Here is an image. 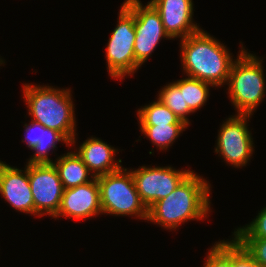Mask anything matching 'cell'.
Returning <instances> with one entry per match:
<instances>
[{
  "label": "cell",
  "instance_id": "6da1fadb",
  "mask_svg": "<svg viewBox=\"0 0 266 267\" xmlns=\"http://www.w3.org/2000/svg\"><path fill=\"white\" fill-rule=\"evenodd\" d=\"M210 186L209 181L192 171L168 196L148 209L147 221L171 231L181 223L205 219L211 205Z\"/></svg>",
  "mask_w": 266,
  "mask_h": 267
},
{
  "label": "cell",
  "instance_id": "7a4b0ae2",
  "mask_svg": "<svg viewBox=\"0 0 266 267\" xmlns=\"http://www.w3.org/2000/svg\"><path fill=\"white\" fill-rule=\"evenodd\" d=\"M180 40V58L186 76L214 87L227 83L235 61L229 48L203 29Z\"/></svg>",
  "mask_w": 266,
  "mask_h": 267
},
{
  "label": "cell",
  "instance_id": "3957f363",
  "mask_svg": "<svg viewBox=\"0 0 266 267\" xmlns=\"http://www.w3.org/2000/svg\"><path fill=\"white\" fill-rule=\"evenodd\" d=\"M23 85V98L31 120L61 132L71 142V146L76 144L77 125L71 90L30 83Z\"/></svg>",
  "mask_w": 266,
  "mask_h": 267
},
{
  "label": "cell",
  "instance_id": "277c9868",
  "mask_svg": "<svg viewBox=\"0 0 266 267\" xmlns=\"http://www.w3.org/2000/svg\"><path fill=\"white\" fill-rule=\"evenodd\" d=\"M238 58L236 57L230 70L226 85L228 95L237 114H250L256 111L264 101L266 82L263 58L247 52L241 44Z\"/></svg>",
  "mask_w": 266,
  "mask_h": 267
},
{
  "label": "cell",
  "instance_id": "5b68a950",
  "mask_svg": "<svg viewBox=\"0 0 266 267\" xmlns=\"http://www.w3.org/2000/svg\"><path fill=\"white\" fill-rule=\"evenodd\" d=\"M97 182L102 214L134 216L147 220L148 209L140 199L130 169L121 167L117 171L98 176Z\"/></svg>",
  "mask_w": 266,
  "mask_h": 267
},
{
  "label": "cell",
  "instance_id": "8992f818",
  "mask_svg": "<svg viewBox=\"0 0 266 267\" xmlns=\"http://www.w3.org/2000/svg\"><path fill=\"white\" fill-rule=\"evenodd\" d=\"M118 15V23L110 35L105 55L110 77L122 80L127 75H133L141 66L136 62L134 53V13L123 3Z\"/></svg>",
  "mask_w": 266,
  "mask_h": 267
},
{
  "label": "cell",
  "instance_id": "52a82bcc",
  "mask_svg": "<svg viewBox=\"0 0 266 267\" xmlns=\"http://www.w3.org/2000/svg\"><path fill=\"white\" fill-rule=\"evenodd\" d=\"M252 115H231L218 130L215 153H219L225 163L235 168L246 166L254 152L252 133L247 122Z\"/></svg>",
  "mask_w": 266,
  "mask_h": 267
},
{
  "label": "cell",
  "instance_id": "ba28073f",
  "mask_svg": "<svg viewBox=\"0 0 266 267\" xmlns=\"http://www.w3.org/2000/svg\"><path fill=\"white\" fill-rule=\"evenodd\" d=\"M133 13L135 19L134 53L136 62L142 66L155 50L162 38L170 39L161 21L159 12L148 1L144 6L140 0L123 2Z\"/></svg>",
  "mask_w": 266,
  "mask_h": 267
},
{
  "label": "cell",
  "instance_id": "9c48e42d",
  "mask_svg": "<svg viewBox=\"0 0 266 267\" xmlns=\"http://www.w3.org/2000/svg\"><path fill=\"white\" fill-rule=\"evenodd\" d=\"M130 171L140 199L147 209L168 196L192 172L189 169L176 170L171 166H141Z\"/></svg>",
  "mask_w": 266,
  "mask_h": 267
},
{
  "label": "cell",
  "instance_id": "30bf717a",
  "mask_svg": "<svg viewBox=\"0 0 266 267\" xmlns=\"http://www.w3.org/2000/svg\"><path fill=\"white\" fill-rule=\"evenodd\" d=\"M28 177L35 204V216L57 214L64 187L54 164H28Z\"/></svg>",
  "mask_w": 266,
  "mask_h": 267
},
{
  "label": "cell",
  "instance_id": "8fae6325",
  "mask_svg": "<svg viewBox=\"0 0 266 267\" xmlns=\"http://www.w3.org/2000/svg\"><path fill=\"white\" fill-rule=\"evenodd\" d=\"M102 214L100 189L95 177L89 183L64 189L61 205L53 218L86 220Z\"/></svg>",
  "mask_w": 266,
  "mask_h": 267
},
{
  "label": "cell",
  "instance_id": "7c38bea8",
  "mask_svg": "<svg viewBox=\"0 0 266 267\" xmlns=\"http://www.w3.org/2000/svg\"><path fill=\"white\" fill-rule=\"evenodd\" d=\"M0 194L15 210L35 216L28 164L21 170L0 160Z\"/></svg>",
  "mask_w": 266,
  "mask_h": 267
},
{
  "label": "cell",
  "instance_id": "4fadbf2b",
  "mask_svg": "<svg viewBox=\"0 0 266 267\" xmlns=\"http://www.w3.org/2000/svg\"><path fill=\"white\" fill-rule=\"evenodd\" d=\"M150 3L159 12L164 29L171 39H184L201 30L193 21V0H150Z\"/></svg>",
  "mask_w": 266,
  "mask_h": 267
},
{
  "label": "cell",
  "instance_id": "5bb4252c",
  "mask_svg": "<svg viewBox=\"0 0 266 267\" xmlns=\"http://www.w3.org/2000/svg\"><path fill=\"white\" fill-rule=\"evenodd\" d=\"M76 154L81 158L89 171L98 177L119 170L122 159L115 161L118 149L105 143L100 138L90 137L86 139L76 150Z\"/></svg>",
  "mask_w": 266,
  "mask_h": 267
},
{
  "label": "cell",
  "instance_id": "9a60e30c",
  "mask_svg": "<svg viewBox=\"0 0 266 267\" xmlns=\"http://www.w3.org/2000/svg\"><path fill=\"white\" fill-rule=\"evenodd\" d=\"M53 164L64 189L84 185L95 178L75 151L59 156Z\"/></svg>",
  "mask_w": 266,
  "mask_h": 267
},
{
  "label": "cell",
  "instance_id": "2e32d148",
  "mask_svg": "<svg viewBox=\"0 0 266 267\" xmlns=\"http://www.w3.org/2000/svg\"><path fill=\"white\" fill-rule=\"evenodd\" d=\"M174 83L183 92L184 98V123L190 125V120L187 115L195 113L198 109L206 105L210 96V87L213 85L201 81L196 78L187 76L179 80H175Z\"/></svg>",
  "mask_w": 266,
  "mask_h": 267
},
{
  "label": "cell",
  "instance_id": "e0dca14e",
  "mask_svg": "<svg viewBox=\"0 0 266 267\" xmlns=\"http://www.w3.org/2000/svg\"><path fill=\"white\" fill-rule=\"evenodd\" d=\"M58 142L66 143L67 147L71 145V142L59 131L44 127L40 123V136L37 145L32 149L34 155H32L26 164H53L54 160L49 158L48 154L50 150H56V144Z\"/></svg>",
  "mask_w": 266,
  "mask_h": 267
},
{
  "label": "cell",
  "instance_id": "ac0fdd59",
  "mask_svg": "<svg viewBox=\"0 0 266 267\" xmlns=\"http://www.w3.org/2000/svg\"><path fill=\"white\" fill-rule=\"evenodd\" d=\"M139 126L187 125L158 99L137 111Z\"/></svg>",
  "mask_w": 266,
  "mask_h": 267
},
{
  "label": "cell",
  "instance_id": "d6986e66",
  "mask_svg": "<svg viewBox=\"0 0 266 267\" xmlns=\"http://www.w3.org/2000/svg\"><path fill=\"white\" fill-rule=\"evenodd\" d=\"M188 125L140 126L141 133L161 150H167Z\"/></svg>",
  "mask_w": 266,
  "mask_h": 267
},
{
  "label": "cell",
  "instance_id": "ffe728a7",
  "mask_svg": "<svg viewBox=\"0 0 266 267\" xmlns=\"http://www.w3.org/2000/svg\"><path fill=\"white\" fill-rule=\"evenodd\" d=\"M158 94L156 98L184 122V98L179 87L174 82H170L162 87Z\"/></svg>",
  "mask_w": 266,
  "mask_h": 267
},
{
  "label": "cell",
  "instance_id": "44dd1931",
  "mask_svg": "<svg viewBox=\"0 0 266 267\" xmlns=\"http://www.w3.org/2000/svg\"><path fill=\"white\" fill-rule=\"evenodd\" d=\"M207 254L204 267H232V240L215 242Z\"/></svg>",
  "mask_w": 266,
  "mask_h": 267
},
{
  "label": "cell",
  "instance_id": "7402d4cb",
  "mask_svg": "<svg viewBox=\"0 0 266 267\" xmlns=\"http://www.w3.org/2000/svg\"><path fill=\"white\" fill-rule=\"evenodd\" d=\"M233 238H265L266 239V207L249 224L238 227L233 232Z\"/></svg>",
  "mask_w": 266,
  "mask_h": 267
},
{
  "label": "cell",
  "instance_id": "603a6c76",
  "mask_svg": "<svg viewBox=\"0 0 266 267\" xmlns=\"http://www.w3.org/2000/svg\"><path fill=\"white\" fill-rule=\"evenodd\" d=\"M247 253L261 266L266 267L265 238H234Z\"/></svg>",
  "mask_w": 266,
  "mask_h": 267
},
{
  "label": "cell",
  "instance_id": "cb8c5ba5",
  "mask_svg": "<svg viewBox=\"0 0 266 267\" xmlns=\"http://www.w3.org/2000/svg\"><path fill=\"white\" fill-rule=\"evenodd\" d=\"M232 267H261L233 237Z\"/></svg>",
  "mask_w": 266,
  "mask_h": 267
},
{
  "label": "cell",
  "instance_id": "d4e9b609",
  "mask_svg": "<svg viewBox=\"0 0 266 267\" xmlns=\"http://www.w3.org/2000/svg\"><path fill=\"white\" fill-rule=\"evenodd\" d=\"M25 140H22V142H25L27 147L31 150L37 145V142L39 141L40 136V123L35 122L31 120V123L28 124L25 123Z\"/></svg>",
  "mask_w": 266,
  "mask_h": 267
},
{
  "label": "cell",
  "instance_id": "484cf974",
  "mask_svg": "<svg viewBox=\"0 0 266 267\" xmlns=\"http://www.w3.org/2000/svg\"><path fill=\"white\" fill-rule=\"evenodd\" d=\"M4 61L5 60H3L2 58H0V65H2L3 63H5Z\"/></svg>",
  "mask_w": 266,
  "mask_h": 267
}]
</instances>
